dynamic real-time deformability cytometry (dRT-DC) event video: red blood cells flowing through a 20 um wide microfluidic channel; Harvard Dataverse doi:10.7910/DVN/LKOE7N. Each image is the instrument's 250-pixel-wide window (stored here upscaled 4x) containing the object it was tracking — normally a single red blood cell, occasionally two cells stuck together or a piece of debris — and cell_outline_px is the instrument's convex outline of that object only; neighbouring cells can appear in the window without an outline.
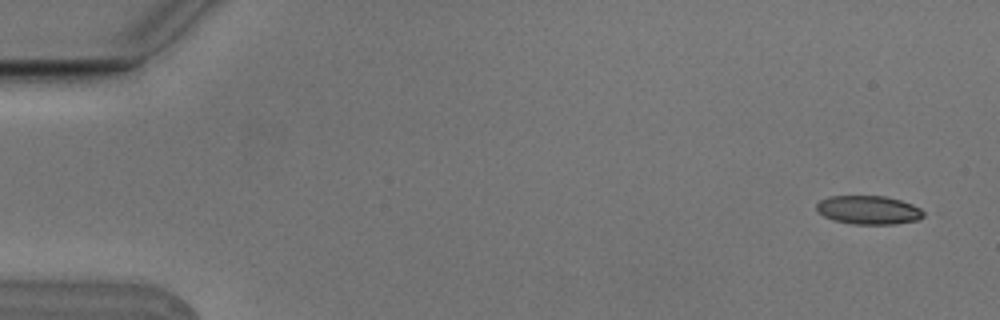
{"species": "Egyptian fruit bat (a non-hibernating species)", "species_latin": "Rousettus aegyptiacus", "temperature_condition": "cold", "stored_images_in_passage": 5, "camera_frame_rate_fps": 3000, "um_per_image_px": 0.085, "animal": {"sex": "male"}, "frame": {"image": 1, "passage_image": 1, "time_ms": 0.0, "image_size_px": [1000, 320], "cell_outline_px": [[924, 216], [916, 220], [896, 224], [852, 224], [832, 220], [824, 216], [816, 208], [816, 204], [820, 200], [828, 196], [884, 196], [900, 200], [912, 204], [920, 208], [924, 212]], "centroid_in_image_um": [73.82, 17.85], "position_along_channel_um": 11.2, "area_um2": 17.86}}
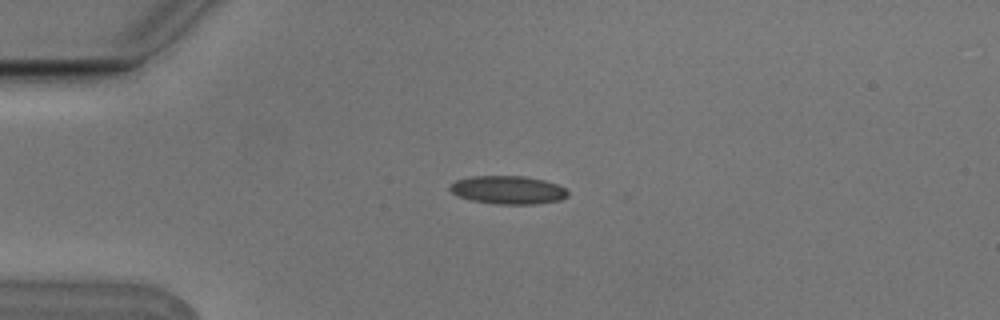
{"frame": {"image": 2, "passage_image": 4, "time_ms": 1.0, "image_size_px": [1000, 320], "cell_outline_px": [[568, 196], [560, 200], [536, 204], [496, 204], [472, 200], [460, 196], [452, 192], [448, 188], [456, 180], [472, 176], [524, 176], [544, 180], [556, 184], [564, 188], [568, 192]], "centroid_in_image_um": [43.19, 16.14], "position_along_channel_um": 41.8, "area_um2": 19.25}}